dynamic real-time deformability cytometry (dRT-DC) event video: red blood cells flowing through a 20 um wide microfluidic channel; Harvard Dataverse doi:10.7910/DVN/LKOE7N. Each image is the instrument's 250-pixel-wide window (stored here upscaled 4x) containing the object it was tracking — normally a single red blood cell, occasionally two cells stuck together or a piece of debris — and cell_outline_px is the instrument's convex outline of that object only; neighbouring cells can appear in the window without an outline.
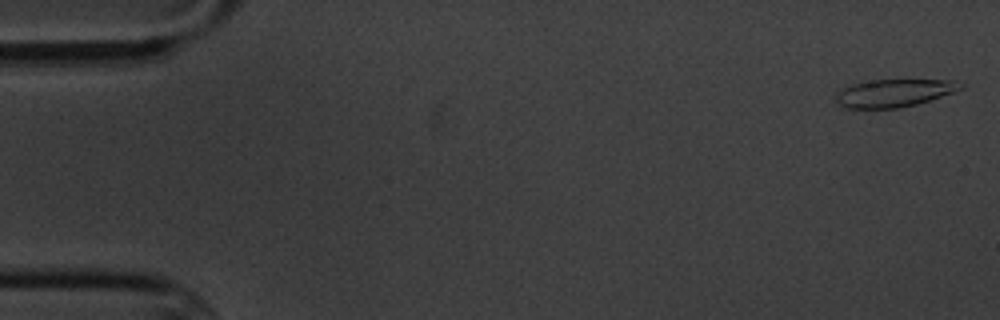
{"species": "common noctule bat (a hibernating species)", "species_latin": "Nyctalus noctula", "temperature_condition": "cold", "stored_images_in_passage": 11, "camera_frame_rate_fps": 3000, "um_per_image_px": 0.085, "animal": {"sex": "male", "body_mass_g": 20.1, "forearm_length_mm": 53.5}, "frame": {"image": 1, "passage_image": 1, "time_ms": 0.0, "image_size_px": [1000, 320], "cell_outline_px": [[964, 88], [916, 104], [900, 108], [844, 108], [836, 100], [836, 92], [840, 88], [852, 84], [872, 80], [952, 80], [964, 84]], "centroid_in_image_um": [75.95, 7.9], "position_along_channel_um": 9.0, "area_um2": 20.0}}
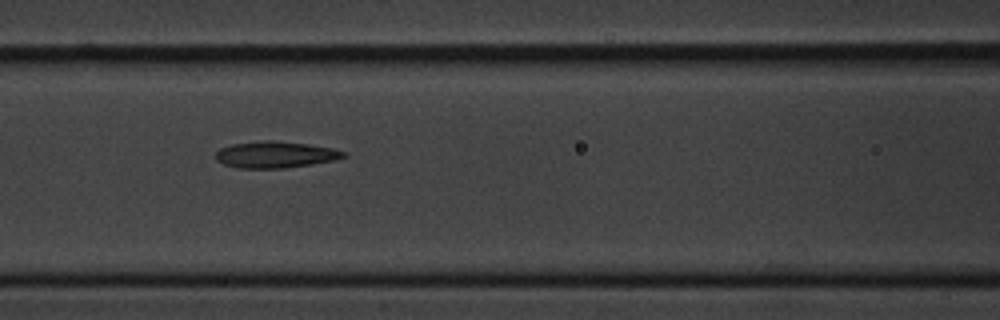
{"frame": {"image": 2, "passage_image": 7, "time_ms": 7.667, "image_size_px": [1000, 320], "cell_outline_px": [[348, 156], [336, 160], [284, 168], [236, 168], [224, 164], [216, 160], [216, 152], [220, 148], [232, 144], [264, 140], [272, 140], [308, 144], [332, 148], [348, 152]], "centroid_in_image_um": [23.43, 13.14], "position_along_channel_um": 143.2, "area_um2": 19.83}}
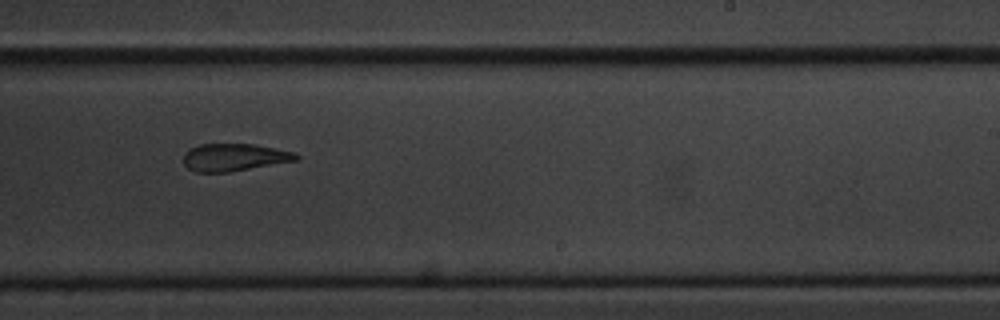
{"frame": {"image": 3, "passage_image": 10, "time_ms": 11.333, "image_size_px": [1000, 320], "cell_outline_px": [[300, 160], [228, 172], [196, 172], [188, 168], [184, 164], [184, 152], [188, 148], [200, 144], [256, 144], [296, 152], [300, 156]], "centroid_in_image_um": [19.94, 13.36], "position_along_channel_um": 269.1, "area_um2": 18.26}}